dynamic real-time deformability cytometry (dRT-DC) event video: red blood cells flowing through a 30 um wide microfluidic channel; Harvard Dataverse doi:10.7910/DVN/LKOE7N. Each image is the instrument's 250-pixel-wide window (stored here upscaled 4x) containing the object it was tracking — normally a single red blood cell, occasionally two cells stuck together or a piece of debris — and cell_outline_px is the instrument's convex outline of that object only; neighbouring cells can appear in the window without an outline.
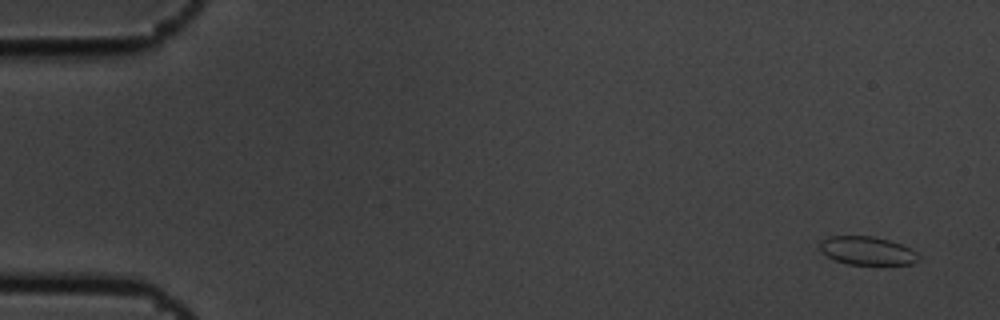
{"species": "common noctule bat (a hibernating species)", "species_latin": "Nyctalus noctula", "temperature_condition": "cold", "stored_images_in_passage": 5, "camera_frame_rate_fps": 3000, "um_per_image_px": 0.085, "animal": {"sex": "male", "body_mass_g": 19.5, "forearm_length_mm": 54.6}, "frame": {"image": 1, "passage_image": 1, "time_ms": 0.0, "image_size_px": [1000, 320], "cell_outline_px": [[920, 260], [912, 264], [848, 264], [836, 260], [820, 252], [820, 240], [828, 236], [872, 236], [888, 240], [912, 248], [920, 256]], "centroid_in_image_um": [73.72, 21.31], "position_along_channel_um": 11.3, "area_um2": 16.36}}
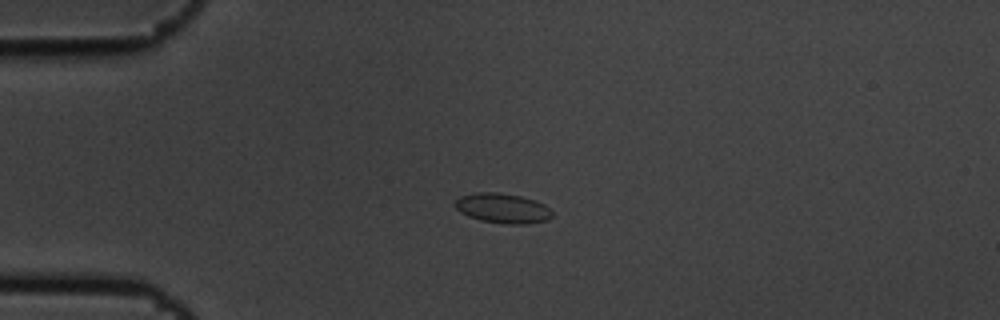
{"frame": {"image": 2, "passage_image": 4, "time_ms": 1.0, "image_size_px": [1000, 320], "cell_outline_px": [[552, 216], [548, 220], [528, 224], [504, 224], [480, 220], [468, 216], [460, 212], [452, 204], [460, 196], [476, 192], [496, 192], [520, 196], [536, 200], [544, 204], [552, 212]], "centroid_in_image_um": [42.71, 17.7], "position_along_channel_um": 42.3, "area_um2": 17.05}}